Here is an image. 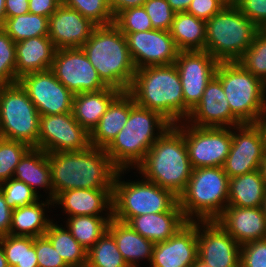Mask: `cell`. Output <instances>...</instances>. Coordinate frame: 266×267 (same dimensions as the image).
Here are the masks:
<instances>
[{
    "label": "cell",
    "instance_id": "cell-1",
    "mask_svg": "<svg viewBox=\"0 0 266 267\" xmlns=\"http://www.w3.org/2000/svg\"><path fill=\"white\" fill-rule=\"evenodd\" d=\"M53 200L70 189H111L119 169L105 148L90 146L82 151L48 153Z\"/></svg>",
    "mask_w": 266,
    "mask_h": 267
},
{
    "label": "cell",
    "instance_id": "cell-2",
    "mask_svg": "<svg viewBox=\"0 0 266 267\" xmlns=\"http://www.w3.org/2000/svg\"><path fill=\"white\" fill-rule=\"evenodd\" d=\"M141 107L159 112L171 124L184 121V97L175 64L136 69L127 91Z\"/></svg>",
    "mask_w": 266,
    "mask_h": 267
},
{
    "label": "cell",
    "instance_id": "cell-3",
    "mask_svg": "<svg viewBox=\"0 0 266 267\" xmlns=\"http://www.w3.org/2000/svg\"><path fill=\"white\" fill-rule=\"evenodd\" d=\"M135 169L141 177L179 197L186 189L193 169L183 133L174 124L170 125Z\"/></svg>",
    "mask_w": 266,
    "mask_h": 267
},
{
    "label": "cell",
    "instance_id": "cell-4",
    "mask_svg": "<svg viewBox=\"0 0 266 267\" xmlns=\"http://www.w3.org/2000/svg\"><path fill=\"white\" fill-rule=\"evenodd\" d=\"M81 48L108 87L128 91L136 67L125 35L114 24L97 26Z\"/></svg>",
    "mask_w": 266,
    "mask_h": 267
},
{
    "label": "cell",
    "instance_id": "cell-5",
    "mask_svg": "<svg viewBox=\"0 0 266 267\" xmlns=\"http://www.w3.org/2000/svg\"><path fill=\"white\" fill-rule=\"evenodd\" d=\"M170 125L159 112L135 104L125 126L105 151L119 170H135Z\"/></svg>",
    "mask_w": 266,
    "mask_h": 267
},
{
    "label": "cell",
    "instance_id": "cell-6",
    "mask_svg": "<svg viewBox=\"0 0 266 267\" xmlns=\"http://www.w3.org/2000/svg\"><path fill=\"white\" fill-rule=\"evenodd\" d=\"M229 177L223 167L192 169L179 206L188 221L216 220L228 205Z\"/></svg>",
    "mask_w": 266,
    "mask_h": 267
},
{
    "label": "cell",
    "instance_id": "cell-7",
    "mask_svg": "<svg viewBox=\"0 0 266 267\" xmlns=\"http://www.w3.org/2000/svg\"><path fill=\"white\" fill-rule=\"evenodd\" d=\"M130 170H119L112 191V218L127 223L132 217L181 210L178 196L152 181H125L123 176ZM123 178V180H122Z\"/></svg>",
    "mask_w": 266,
    "mask_h": 267
},
{
    "label": "cell",
    "instance_id": "cell-8",
    "mask_svg": "<svg viewBox=\"0 0 266 267\" xmlns=\"http://www.w3.org/2000/svg\"><path fill=\"white\" fill-rule=\"evenodd\" d=\"M258 30L231 3L206 21L205 51L218 62H237L252 44Z\"/></svg>",
    "mask_w": 266,
    "mask_h": 267
},
{
    "label": "cell",
    "instance_id": "cell-9",
    "mask_svg": "<svg viewBox=\"0 0 266 267\" xmlns=\"http://www.w3.org/2000/svg\"><path fill=\"white\" fill-rule=\"evenodd\" d=\"M215 77L221 82L232 114L242 124L261 123L266 113L265 83L238 62H219Z\"/></svg>",
    "mask_w": 266,
    "mask_h": 267
},
{
    "label": "cell",
    "instance_id": "cell-10",
    "mask_svg": "<svg viewBox=\"0 0 266 267\" xmlns=\"http://www.w3.org/2000/svg\"><path fill=\"white\" fill-rule=\"evenodd\" d=\"M39 112L19 83L0 85V137L35 147Z\"/></svg>",
    "mask_w": 266,
    "mask_h": 267
},
{
    "label": "cell",
    "instance_id": "cell-11",
    "mask_svg": "<svg viewBox=\"0 0 266 267\" xmlns=\"http://www.w3.org/2000/svg\"><path fill=\"white\" fill-rule=\"evenodd\" d=\"M174 125L184 135L193 169L224 166L232 143V128L196 127L185 121Z\"/></svg>",
    "mask_w": 266,
    "mask_h": 267
},
{
    "label": "cell",
    "instance_id": "cell-12",
    "mask_svg": "<svg viewBox=\"0 0 266 267\" xmlns=\"http://www.w3.org/2000/svg\"><path fill=\"white\" fill-rule=\"evenodd\" d=\"M266 151V131L262 123L232 127V143L223 166L229 178L260 169Z\"/></svg>",
    "mask_w": 266,
    "mask_h": 267
},
{
    "label": "cell",
    "instance_id": "cell-13",
    "mask_svg": "<svg viewBox=\"0 0 266 267\" xmlns=\"http://www.w3.org/2000/svg\"><path fill=\"white\" fill-rule=\"evenodd\" d=\"M90 146V134L74 119L72 112L40 116L39 139L34 148L48 154L82 151Z\"/></svg>",
    "mask_w": 266,
    "mask_h": 267
},
{
    "label": "cell",
    "instance_id": "cell-14",
    "mask_svg": "<svg viewBox=\"0 0 266 267\" xmlns=\"http://www.w3.org/2000/svg\"><path fill=\"white\" fill-rule=\"evenodd\" d=\"M50 70L74 95L108 88L82 48L57 49Z\"/></svg>",
    "mask_w": 266,
    "mask_h": 267
},
{
    "label": "cell",
    "instance_id": "cell-15",
    "mask_svg": "<svg viewBox=\"0 0 266 267\" xmlns=\"http://www.w3.org/2000/svg\"><path fill=\"white\" fill-rule=\"evenodd\" d=\"M180 74L184 97V121L199 103L219 62L207 51H179L174 62Z\"/></svg>",
    "mask_w": 266,
    "mask_h": 267
},
{
    "label": "cell",
    "instance_id": "cell-16",
    "mask_svg": "<svg viewBox=\"0 0 266 267\" xmlns=\"http://www.w3.org/2000/svg\"><path fill=\"white\" fill-rule=\"evenodd\" d=\"M197 267H240L241 246L216 220L197 221Z\"/></svg>",
    "mask_w": 266,
    "mask_h": 267
},
{
    "label": "cell",
    "instance_id": "cell-17",
    "mask_svg": "<svg viewBox=\"0 0 266 267\" xmlns=\"http://www.w3.org/2000/svg\"><path fill=\"white\" fill-rule=\"evenodd\" d=\"M18 83L27 92L40 116L72 112L74 94L50 69L26 74L19 78Z\"/></svg>",
    "mask_w": 266,
    "mask_h": 267
},
{
    "label": "cell",
    "instance_id": "cell-18",
    "mask_svg": "<svg viewBox=\"0 0 266 267\" xmlns=\"http://www.w3.org/2000/svg\"><path fill=\"white\" fill-rule=\"evenodd\" d=\"M123 34L136 69L169 65L176 61L179 50L170 31L152 29Z\"/></svg>",
    "mask_w": 266,
    "mask_h": 267
},
{
    "label": "cell",
    "instance_id": "cell-19",
    "mask_svg": "<svg viewBox=\"0 0 266 267\" xmlns=\"http://www.w3.org/2000/svg\"><path fill=\"white\" fill-rule=\"evenodd\" d=\"M197 252V221H188L168 240L155 244L149 267L196 265Z\"/></svg>",
    "mask_w": 266,
    "mask_h": 267
},
{
    "label": "cell",
    "instance_id": "cell-20",
    "mask_svg": "<svg viewBox=\"0 0 266 267\" xmlns=\"http://www.w3.org/2000/svg\"><path fill=\"white\" fill-rule=\"evenodd\" d=\"M185 122L196 127L232 128L242 124L232 114L221 82L215 76L207 84L201 100Z\"/></svg>",
    "mask_w": 266,
    "mask_h": 267
},
{
    "label": "cell",
    "instance_id": "cell-21",
    "mask_svg": "<svg viewBox=\"0 0 266 267\" xmlns=\"http://www.w3.org/2000/svg\"><path fill=\"white\" fill-rule=\"evenodd\" d=\"M96 27L77 10L60 5L49 17L48 37L56 49L81 48Z\"/></svg>",
    "mask_w": 266,
    "mask_h": 267
},
{
    "label": "cell",
    "instance_id": "cell-22",
    "mask_svg": "<svg viewBox=\"0 0 266 267\" xmlns=\"http://www.w3.org/2000/svg\"><path fill=\"white\" fill-rule=\"evenodd\" d=\"M216 221L240 246L266 239V218L262 207L227 206Z\"/></svg>",
    "mask_w": 266,
    "mask_h": 267
},
{
    "label": "cell",
    "instance_id": "cell-23",
    "mask_svg": "<svg viewBox=\"0 0 266 267\" xmlns=\"http://www.w3.org/2000/svg\"><path fill=\"white\" fill-rule=\"evenodd\" d=\"M57 205L62 208L63 213L67 214L68 217L112 216V190L70 189L59 193L54 198V208Z\"/></svg>",
    "mask_w": 266,
    "mask_h": 267
},
{
    "label": "cell",
    "instance_id": "cell-24",
    "mask_svg": "<svg viewBox=\"0 0 266 267\" xmlns=\"http://www.w3.org/2000/svg\"><path fill=\"white\" fill-rule=\"evenodd\" d=\"M56 48L48 36H38L16 43V83L22 76L49 70Z\"/></svg>",
    "mask_w": 266,
    "mask_h": 267
},
{
    "label": "cell",
    "instance_id": "cell-25",
    "mask_svg": "<svg viewBox=\"0 0 266 267\" xmlns=\"http://www.w3.org/2000/svg\"><path fill=\"white\" fill-rule=\"evenodd\" d=\"M187 222L182 210H169L135 216L127 224L141 236L156 244L168 240Z\"/></svg>",
    "mask_w": 266,
    "mask_h": 267
},
{
    "label": "cell",
    "instance_id": "cell-26",
    "mask_svg": "<svg viewBox=\"0 0 266 267\" xmlns=\"http://www.w3.org/2000/svg\"><path fill=\"white\" fill-rule=\"evenodd\" d=\"M136 103L128 92H121L109 105L97 126L90 133V144L106 148L125 126L130 109Z\"/></svg>",
    "mask_w": 266,
    "mask_h": 267
},
{
    "label": "cell",
    "instance_id": "cell-27",
    "mask_svg": "<svg viewBox=\"0 0 266 267\" xmlns=\"http://www.w3.org/2000/svg\"><path fill=\"white\" fill-rule=\"evenodd\" d=\"M13 178L26 183L40 197H42L41 194L39 195L41 188L44 189L47 199L53 201L51 168L48 154L42 149L31 147L20 159Z\"/></svg>",
    "mask_w": 266,
    "mask_h": 267
},
{
    "label": "cell",
    "instance_id": "cell-28",
    "mask_svg": "<svg viewBox=\"0 0 266 267\" xmlns=\"http://www.w3.org/2000/svg\"><path fill=\"white\" fill-rule=\"evenodd\" d=\"M120 93V90L108 87L98 92L75 94L72 106L74 119L90 134Z\"/></svg>",
    "mask_w": 266,
    "mask_h": 267
},
{
    "label": "cell",
    "instance_id": "cell-29",
    "mask_svg": "<svg viewBox=\"0 0 266 267\" xmlns=\"http://www.w3.org/2000/svg\"><path fill=\"white\" fill-rule=\"evenodd\" d=\"M107 230L113 235L119 252L129 267H139L142 260L151 262L155 244L144 238L127 223L120 222L112 218Z\"/></svg>",
    "mask_w": 266,
    "mask_h": 267
},
{
    "label": "cell",
    "instance_id": "cell-30",
    "mask_svg": "<svg viewBox=\"0 0 266 267\" xmlns=\"http://www.w3.org/2000/svg\"><path fill=\"white\" fill-rule=\"evenodd\" d=\"M46 199L13 209L9 234L34 238L43 236L54 221L48 217V214L46 216V212H49L47 210L54 208L53 201Z\"/></svg>",
    "mask_w": 266,
    "mask_h": 267
},
{
    "label": "cell",
    "instance_id": "cell-31",
    "mask_svg": "<svg viewBox=\"0 0 266 267\" xmlns=\"http://www.w3.org/2000/svg\"><path fill=\"white\" fill-rule=\"evenodd\" d=\"M266 184L260 169L229 179L227 206L262 207Z\"/></svg>",
    "mask_w": 266,
    "mask_h": 267
},
{
    "label": "cell",
    "instance_id": "cell-32",
    "mask_svg": "<svg viewBox=\"0 0 266 267\" xmlns=\"http://www.w3.org/2000/svg\"><path fill=\"white\" fill-rule=\"evenodd\" d=\"M170 33L179 51H204L206 21L187 12H176Z\"/></svg>",
    "mask_w": 266,
    "mask_h": 267
},
{
    "label": "cell",
    "instance_id": "cell-33",
    "mask_svg": "<svg viewBox=\"0 0 266 267\" xmlns=\"http://www.w3.org/2000/svg\"><path fill=\"white\" fill-rule=\"evenodd\" d=\"M44 235L69 267L87 263L88 251L77 242L65 225L53 221Z\"/></svg>",
    "mask_w": 266,
    "mask_h": 267
},
{
    "label": "cell",
    "instance_id": "cell-34",
    "mask_svg": "<svg viewBox=\"0 0 266 267\" xmlns=\"http://www.w3.org/2000/svg\"><path fill=\"white\" fill-rule=\"evenodd\" d=\"M66 227L87 251L107 231L112 216H73L66 218Z\"/></svg>",
    "mask_w": 266,
    "mask_h": 267
},
{
    "label": "cell",
    "instance_id": "cell-35",
    "mask_svg": "<svg viewBox=\"0 0 266 267\" xmlns=\"http://www.w3.org/2000/svg\"><path fill=\"white\" fill-rule=\"evenodd\" d=\"M15 43L38 36H48L49 18L30 12L5 19L1 27Z\"/></svg>",
    "mask_w": 266,
    "mask_h": 267
},
{
    "label": "cell",
    "instance_id": "cell-36",
    "mask_svg": "<svg viewBox=\"0 0 266 267\" xmlns=\"http://www.w3.org/2000/svg\"><path fill=\"white\" fill-rule=\"evenodd\" d=\"M0 241L9 267H39L34 237L7 234Z\"/></svg>",
    "mask_w": 266,
    "mask_h": 267
},
{
    "label": "cell",
    "instance_id": "cell-37",
    "mask_svg": "<svg viewBox=\"0 0 266 267\" xmlns=\"http://www.w3.org/2000/svg\"><path fill=\"white\" fill-rule=\"evenodd\" d=\"M87 263L92 267H129L108 230L88 250Z\"/></svg>",
    "mask_w": 266,
    "mask_h": 267
},
{
    "label": "cell",
    "instance_id": "cell-38",
    "mask_svg": "<svg viewBox=\"0 0 266 267\" xmlns=\"http://www.w3.org/2000/svg\"><path fill=\"white\" fill-rule=\"evenodd\" d=\"M245 70L266 82V29H259L253 42L237 61Z\"/></svg>",
    "mask_w": 266,
    "mask_h": 267
},
{
    "label": "cell",
    "instance_id": "cell-39",
    "mask_svg": "<svg viewBox=\"0 0 266 267\" xmlns=\"http://www.w3.org/2000/svg\"><path fill=\"white\" fill-rule=\"evenodd\" d=\"M30 148L27 143L0 137V184L13 177L20 159Z\"/></svg>",
    "mask_w": 266,
    "mask_h": 267
},
{
    "label": "cell",
    "instance_id": "cell-40",
    "mask_svg": "<svg viewBox=\"0 0 266 267\" xmlns=\"http://www.w3.org/2000/svg\"><path fill=\"white\" fill-rule=\"evenodd\" d=\"M65 6L77 10L97 26L114 24V16L107 0H67Z\"/></svg>",
    "mask_w": 266,
    "mask_h": 267
},
{
    "label": "cell",
    "instance_id": "cell-41",
    "mask_svg": "<svg viewBox=\"0 0 266 267\" xmlns=\"http://www.w3.org/2000/svg\"><path fill=\"white\" fill-rule=\"evenodd\" d=\"M6 204L13 210L40 200V196L23 181L11 178L0 184Z\"/></svg>",
    "mask_w": 266,
    "mask_h": 267
},
{
    "label": "cell",
    "instance_id": "cell-42",
    "mask_svg": "<svg viewBox=\"0 0 266 267\" xmlns=\"http://www.w3.org/2000/svg\"><path fill=\"white\" fill-rule=\"evenodd\" d=\"M16 83V43L0 27V85Z\"/></svg>",
    "mask_w": 266,
    "mask_h": 267
},
{
    "label": "cell",
    "instance_id": "cell-43",
    "mask_svg": "<svg viewBox=\"0 0 266 267\" xmlns=\"http://www.w3.org/2000/svg\"><path fill=\"white\" fill-rule=\"evenodd\" d=\"M114 25L122 33H136L153 29L150 18L143 6L121 11L114 18Z\"/></svg>",
    "mask_w": 266,
    "mask_h": 267
},
{
    "label": "cell",
    "instance_id": "cell-44",
    "mask_svg": "<svg viewBox=\"0 0 266 267\" xmlns=\"http://www.w3.org/2000/svg\"><path fill=\"white\" fill-rule=\"evenodd\" d=\"M153 29L170 31L175 13L167 0H146L143 4Z\"/></svg>",
    "mask_w": 266,
    "mask_h": 267
},
{
    "label": "cell",
    "instance_id": "cell-45",
    "mask_svg": "<svg viewBox=\"0 0 266 267\" xmlns=\"http://www.w3.org/2000/svg\"><path fill=\"white\" fill-rule=\"evenodd\" d=\"M34 246L39 267H69L45 235L34 238Z\"/></svg>",
    "mask_w": 266,
    "mask_h": 267
},
{
    "label": "cell",
    "instance_id": "cell-46",
    "mask_svg": "<svg viewBox=\"0 0 266 267\" xmlns=\"http://www.w3.org/2000/svg\"><path fill=\"white\" fill-rule=\"evenodd\" d=\"M240 267H266V239L241 245Z\"/></svg>",
    "mask_w": 266,
    "mask_h": 267
},
{
    "label": "cell",
    "instance_id": "cell-47",
    "mask_svg": "<svg viewBox=\"0 0 266 267\" xmlns=\"http://www.w3.org/2000/svg\"><path fill=\"white\" fill-rule=\"evenodd\" d=\"M233 4L259 29H266V0H233Z\"/></svg>",
    "mask_w": 266,
    "mask_h": 267
},
{
    "label": "cell",
    "instance_id": "cell-48",
    "mask_svg": "<svg viewBox=\"0 0 266 267\" xmlns=\"http://www.w3.org/2000/svg\"><path fill=\"white\" fill-rule=\"evenodd\" d=\"M231 3L233 0H192L187 13L207 21Z\"/></svg>",
    "mask_w": 266,
    "mask_h": 267
},
{
    "label": "cell",
    "instance_id": "cell-49",
    "mask_svg": "<svg viewBox=\"0 0 266 267\" xmlns=\"http://www.w3.org/2000/svg\"><path fill=\"white\" fill-rule=\"evenodd\" d=\"M60 5L55 0H29V12L49 18Z\"/></svg>",
    "mask_w": 266,
    "mask_h": 267
},
{
    "label": "cell",
    "instance_id": "cell-50",
    "mask_svg": "<svg viewBox=\"0 0 266 267\" xmlns=\"http://www.w3.org/2000/svg\"><path fill=\"white\" fill-rule=\"evenodd\" d=\"M12 209L6 204L0 191V237L9 234L11 226Z\"/></svg>",
    "mask_w": 266,
    "mask_h": 267
},
{
    "label": "cell",
    "instance_id": "cell-51",
    "mask_svg": "<svg viewBox=\"0 0 266 267\" xmlns=\"http://www.w3.org/2000/svg\"><path fill=\"white\" fill-rule=\"evenodd\" d=\"M29 12V0H5L6 19Z\"/></svg>",
    "mask_w": 266,
    "mask_h": 267
},
{
    "label": "cell",
    "instance_id": "cell-52",
    "mask_svg": "<svg viewBox=\"0 0 266 267\" xmlns=\"http://www.w3.org/2000/svg\"><path fill=\"white\" fill-rule=\"evenodd\" d=\"M146 0H107L108 6L114 18L129 8L142 7Z\"/></svg>",
    "mask_w": 266,
    "mask_h": 267
},
{
    "label": "cell",
    "instance_id": "cell-53",
    "mask_svg": "<svg viewBox=\"0 0 266 267\" xmlns=\"http://www.w3.org/2000/svg\"><path fill=\"white\" fill-rule=\"evenodd\" d=\"M192 0H167L174 12H187Z\"/></svg>",
    "mask_w": 266,
    "mask_h": 267
},
{
    "label": "cell",
    "instance_id": "cell-54",
    "mask_svg": "<svg viewBox=\"0 0 266 267\" xmlns=\"http://www.w3.org/2000/svg\"><path fill=\"white\" fill-rule=\"evenodd\" d=\"M5 19V0H0V27L3 26Z\"/></svg>",
    "mask_w": 266,
    "mask_h": 267
},
{
    "label": "cell",
    "instance_id": "cell-55",
    "mask_svg": "<svg viewBox=\"0 0 266 267\" xmlns=\"http://www.w3.org/2000/svg\"><path fill=\"white\" fill-rule=\"evenodd\" d=\"M0 267H9L1 241H0Z\"/></svg>",
    "mask_w": 266,
    "mask_h": 267
},
{
    "label": "cell",
    "instance_id": "cell-56",
    "mask_svg": "<svg viewBox=\"0 0 266 267\" xmlns=\"http://www.w3.org/2000/svg\"><path fill=\"white\" fill-rule=\"evenodd\" d=\"M260 171L262 173V177H263L265 184H266V151H265V154H264L261 166H260Z\"/></svg>",
    "mask_w": 266,
    "mask_h": 267
},
{
    "label": "cell",
    "instance_id": "cell-57",
    "mask_svg": "<svg viewBox=\"0 0 266 267\" xmlns=\"http://www.w3.org/2000/svg\"><path fill=\"white\" fill-rule=\"evenodd\" d=\"M262 210H263L264 216L266 218V193H265V197L263 199Z\"/></svg>",
    "mask_w": 266,
    "mask_h": 267
},
{
    "label": "cell",
    "instance_id": "cell-58",
    "mask_svg": "<svg viewBox=\"0 0 266 267\" xmlns=\"http://www.w3.org/2000/svg\"><path fill=\"white\" fill-rule=\"evenodd\" d=\"M265 128V131H266V113L265 115L263 116V119H262V122H261Z\"/></svg>",
    "mask_w": 266,
    "mask_h": 267
},
{
    "label": "cell",
    "instance_id": "cell-59",
    "mask_svg": "<svg viewBox=\"0 0 266 267\" xmlns=\"http://www.w3.org/2000/svg\"><path fill=\"white\" fill-rule=\"evenodd\" d=\"M59 5H65L67 0H55Z\"/></svg>",
    "mask_w": 266,
    "mask_h": 267
},
{
    "label": "cell",
    "instance_id": "cell-60",
    "mask_svg": "<svg viewBox=\"0 0 266 267\" xmlns=\"http://www.w3.org/2000/svg\"><path fill=\"white\" fill-rule=\"evenodd\" d=\"M79 267H92V266H90L88 263H86V264H83V265H81Z\"/></svg>",
    "mask_w": 266,
    "mask_h": 267
}]
</instances>
